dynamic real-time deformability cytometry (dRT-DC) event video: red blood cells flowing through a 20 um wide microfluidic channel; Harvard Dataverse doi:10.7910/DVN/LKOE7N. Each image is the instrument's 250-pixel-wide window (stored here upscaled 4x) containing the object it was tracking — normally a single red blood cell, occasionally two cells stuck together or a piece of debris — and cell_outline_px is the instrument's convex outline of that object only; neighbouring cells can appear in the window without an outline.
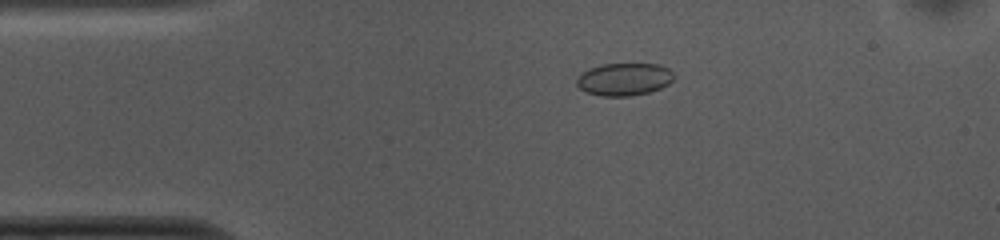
{"species": "common noctule bat (a hibernating species)", "species_latin": "Nyctalus noctula", "temperature_condition": "cold", "stored_images_in_passage": 44, "camera_frame_rate_fps": 3000, "um_per_image_px": 0.085, "animal": {"sex": "female", "body_mass_g": 10.0, "forearm_length_mm": 53.1}, "frame": {"image": 1, "passage_image": 1, "time_ms": 0.0, "image_size_px": [1000, 240], "cell_outline_px": [[676, 76], [668, 84], [660, 88], [648, 92], [632, 96], [600, 96], [588, 92], [580, 88], [576, 84], [576, 80], [588, 68], [604, 64], [660, 64], [668, 68]], "centroid_in_image_um": [53.08, 6.73], "position_along_channel_um": 31.9, "area_um2": 18.38}}
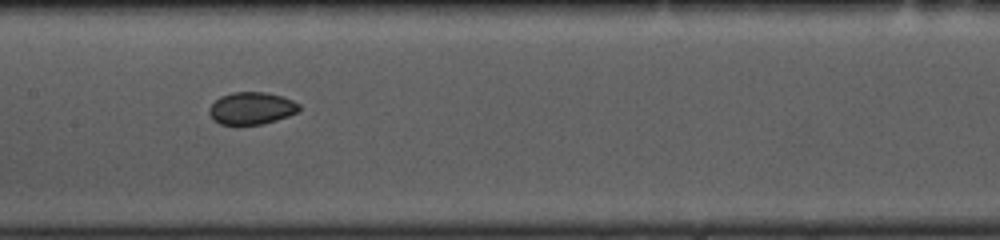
{"frame": {"image": 2, "passage_image": 16, "time_ms": 5.0, "image_size_px": [1000, 240], "cell_outline_px": [[300, 112], [276, 120], [260, 124], [236, 128], [220, 124], [212, 120], [208, 112], [208, 108], [220, 96], [232, 92], [268, 92], [292, 100], [300, 104]], "centroid_in_image_um": [21.34, 9.24], "position_along_channel_um": 186.1, "area_um2": 17.57}}
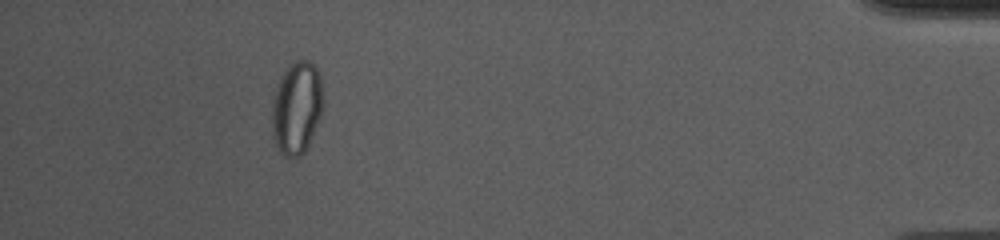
{"frame": {"image": 3, "passage_image": 39, "time_ms": 12.667, "image_size_px": [1000, 240], "cell_outline_px": [[324, 108], [308, 144], [304, 152], [300, 156], [284, 156], [280, 152], [272, 136], [272, 100], [276, 88], [284, 72], [296, 60], [308, 60], [316, 68], [320, 76], [324, 100]], "centroid_in_image_um": [25.23, 9.17], "position_along_channel_um": 410.0, "area_um2": 27.51}, "authors_computed_cell_mechanics": {"area_um2": 17.8024, "velocity_mm_per_s": 3.7394, "shape_relaxation_time_tau1_ms": null, "shape_relaxation_time_tau2_ms": 2.0616, "deformation_change_tau1": null, "deformation_change_tau2": 0.0362}}